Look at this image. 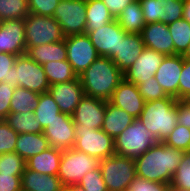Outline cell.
<instances>
[{"label":"cell","instance_id":"1","mask_svg":"<svg viewBox=\"0 0 190 191\" xmlns=\"http://www.w3.org/2000/svg\"><path fill=\"white\" fill-rule=\"evenodd\" d=\"M184 151L157 142L134 159L136 175L153 182L171 184Z\"/></svg>","mask_w":190,"mask_h":191},{"label":"cell","instance_id":"2","mask_svg":"<svg viewBox=\"0 0 190 191\" xmlns=\"http://www.w3.org/2000/svg\"><path fill=\"white\" fill-rule=\"evenodd\" d=\"M79 78L85 95L109 101L124 74L111 58L99 56Z\"/></svg>","mask_w":190,"mask_h":191},{"label":"cell","instance_id":"3","mask_svg":"<svg viewBox=\"0 0 190 191\" xmlns=\"http://www.w3.org/2000/svg\"><path fill=\"white\" fill-rule=\"evenodd\" d=\"M177 99L172 96L145 102L139 117L158 142H163L177 124Z\"/></svg>","mask_w":190,"mask_h":191},{"label":"cell","instance_id":"4","mask_svg":"<svg viewBox=\"0 0 190 191\" xmlns=\"http://www.w3.org/2000/svg\"><path fill=\"white\" fill-rule=\"evenodd\" d=\"M141 119L135 118L121 134L114 138L115 154L136 159L157 143Z\"/></svg>","mask_w":190,"mask_h":191},{"label":"cell","instance_id":"5","mask_svg":"<svg viewBox=\"0 0 190 191\" xmlns=\"http://www.w3.org/2000/svg\"><path fill=\"white\" fill-rule=\"evenodd\" d=\"M13 87H22L38 94L48 92L50 87L44 68L32 60L26 53L17 56L12 67L11 81Z\"/></svg>","mask_w":190,"mask_h":191},{"label":"cell","instance_id":"6","mask_svg":"<svg viewBox=\"0 0 190 191\" xmlns=\"http://www.w3.org/2000/svg\"><path fill=\"white\" fill-rule=\"evenodd\" d=\"M99 167L108 191H127L136 176L134 159L118 154L100 160Z\"/></svg>","mask_w":190,"mask_h":191},{"label":"cell","instance_id":"7","mask_svg":"<svg viewBox=\"0 0 190 191\" xmlns=\"http://www.w3.org/2000/svg\"><path fill=\"white\" fill-rule=\"evenodd\" d=\"M98 167V159L71 148L63 150L57 176L63 186L77 185L87 172Z\"/></svg>","mask_w":190,"mask_h":191},{"label":"cell","instance_id":"8","mask_svg":"<svg viewBox=\"0 0 190 191\" xmlns=\"http://www.w3.org/2000/svg\"><path fill=\"white\" fill-rule=\"evenodd\" d=\"M61 26L54 17L29 13L25 18L26 52L34 46L64 40Z\"/></svg>","mask_w":190,"mask_h":191},{"label":"cell","instance_id":"9","mask_svg":"<svg viewBox=\"0 0 190 191\" xmlns=\"http://www.w3.org/2000/svg\"><path fill=\"white\" fill-rule=\"evenodd\" d=\"M53 17L64 37L85 34L86 0H60Z\"/></svg>","mask_w":190,"mask_h":191},{"label":"cell","instance_id":"10","mask_svg":"<svg viewBox=\"0 0 190 191\" xmlns=\"http://www.w3.org/2000/svg\"><path fill=\"white\" fill-rule=\"evenodd\" d=\"M74 149L99 161L115 154L114 139L102 129H75Z\"/></svg>","mask_w":190,"mask_h":191},{"label":"cell","instance_id":"11","mask_svg":"<svg viewBox=\"0 0 190 191\" xmlns=\"http://www.w3.org/2000/svg\"><path fill=\"white\" fill-rule=\"evenodd\" d=\"M67 61L80 76L100 55L87 34L65 37Z\"/></svg>","mask_w":190,"mask_h":191},{"label":"cell","instance_id":"12","mask_svg":"<svg viewBox=\"0 0 190 191\" xmlns=\"http://www.w3.org/2000/svg\"><path fill=\"white\" fill-rule=\"evenodd\" d=\"M146 24L167 25L183 18L184 0H139Z\"/></svg>","mask_w":190,"mask_h":191},{"label":"cell","instance_id":"13","mask_svg":"<svg viewBox=\"0 0 190 191\" xmlns=\"http://www.w3.org/2000/svg\"><path fill=\"white\" fill-rule=\"evenodd\" d=\"M106 100L85 95L72 115L75 129H101Z\"/></svg>","mask_w":190,"mask_h":191},{"label":"cell","instance_id":"14","mask_svg":"<svg viewBox=\"0 0 190 191\" xmlns=\"http://www.w3.org/2000/svg\"><path fill=\"white\" fill-rule=\"evenodd\" d=\"M50 147L67 150L75 145V124L72 116L60 112L43 131Z\"/></svg>","mask_w":190,"mask_h":191},{"label":"cell","instance_id":"15","mask_svg":"<svg viewBox=\"0 0 190 191\" xmlns=\"http://www.w3.org/2000/svg\"><path fill=\"white\" fill-rule=\"evenodd\" d=\"M126 34L116 19H114L103 27L90 31L87 35L100 56L112 59L118 54L120 40H123Z\"/></svg>","mask_w":190,"mask_h":191},{"label":"cell","instance_id":"16","mask_svg":"<svg viewBox=\"0 0 190 191\" xmlns=\"http://www.w3.org/2000/svg\"><path fill=\"white\" fill-rule=\"evenodd\" d=\"M0 53L16 56L26 53L25 19L0 22Z\"/></svg>","mask_w":190,"mask_h":191},{"label":"cell","instance_id":"17","mask_svg":"<svg viewBox=\"0 0 190 191\" xmlns=\"http://www.w3.org/2000/svg\"><path fill=\"white\" fill-rule=\"evenodd\" d=\"M164 57V54L145 47L135 63L123 73L124 79L137 86L142 84L154 77Z\"/></svg>","mask_w":190,"mask_h":191},{"label":"cell","instance_id":"18","mask_svg":"<svg viewBox=\"0 0 190 191\" xmlns=\"http://www.w3.org/2000/svg\"><path fill=\"white\" fill-rule=\"evenodd\" d=\"M48 92L58 104L60 111L70 116L85 96L79 76L74 80L50 85Z\"/></svg>","mask_w":190,"mask_h":191},{"label":"cell","instance_id":"19","mask_svg":"<svg viewBox=\"0 0 190 191\" xmlns=\"http://www.w3.org/2000/svg\"><path fill=\"white\" fill-rule=\"evenodd\" d=\"M183 68L182 55H167L161 62L154 77L168 96L178 100V85Z\"/></svg>","mask_w":190,"mask_h":191},{"label":"cell","instance_id":"20","mask_svg":"<svg viewBox=\"0 0 190 191\" xmlns=\"http://www.w3.org/2000/svg\"><path fill=\"white\" fill-rule=\"evenodd\" d=\"M109 102L135 118L140 117L145 106V100L139 93L138 86L125 79L116 87Z\"/></svg>","mask_w":190,"mask_h":191},{"label":"cell","instance_id":"21","mask_svg":"<svg viewBox=\"0 0 190 191\" xmlns=\"http://www.w3.org/2000/svg\"><path fill=\"white\" fill-rule=\"evenodd\" d=\"M141 36L145 47L165 56L174 55V42L167 24L162 22L146 24L142 29Z\"/></svg>","mask_w":190,"mask_h":191},{"label":"cell","instance_id":"22","mask_svg":"<svg viewBox=\"0 0 190 191\" xmlns=\"http://www.w3.org/2000/svg\"><path fill=\"white\" fill-rule=\"evenodd\" d=\"M144 48L141 34L127 33L123 40H120L118 54L112 58V61L124 73L135 63Z\"/></svg>","mask_w":190,"mask_h":191},{"label":"cell","instance_id":"23","mask_svg":"<svg viewBox=\"0 0 190 191\" xmlns=\"http://www.w3.org/2000/svg\"><path fill=\"white\" fill-rule=\"evenodd\" d=\"M63 187L57 175L40 174L25 167L21 176L22 191H60Z\"/></svg>","mask_w":190,"mask_h":191},{"label":"cell","instance_id":"24","mask_svg":"<svg viewBox=\"0 0 190 191\" xmlns=\"http://www.w3.org/2000/svg\"><path fill=\"white\" fill-rule=\"evenodd\" d=\"M134 120L135 117L128 114L125 110L115 107L109 101H106V111L101 129L114 139Z\"/></svg>","mask_w":190,"mask_h":191},{"label":"cell","instance_id":"25","mask_svg":"<svg viewBox=\"0 0 190 191\" xmlns=\"http://www.w3.org/2000/svg\"><path fill=\"white\" fill-rule=\"evenodd\" d=\"M63 150L49 147L26 160V168L40 174L57 175Z\"/></svg>","mask_w":190,"mask_h":191},{"label":"cell","instance_id":"26","mask_svg":"<svg viewBox=\"0 0 190 191\" xmlns=\"http://www.w3.org/2000/svg\"><path fill=\"white\" fill-rule=\"evenodd\" d=\"M49 147V142L43 132L23 133L18 135L15 152L26 161L36 154L45 151Z\"/></svg>","mask_w":190,"mask_h":191},{"label":"cell","instance_id":"27","mask_svg":"<svg viewBox=\"0 0 190 191\" xmlns=\"http://www.w3.org/2000/svg\"><path fill=\"white\" fill-rule=\"evenodd\" d=\"M26 54L40 65L67 60L65 38L62 41L31 47Z\"/></svg>","mask_w":190,"mask_h":191},{"label":"cell","instance_id":"28","mask_svg":"<svg viewBox=\"0 0 190 191\" xmlns=\"http://www.w3.org/2000/svg\"><path fill=\"white\" fill-rule=\"evenodd\" d=\"M115 19L121 28L130 34H141L146 25L139 0L130 3Z\"/></svg>","mask_w":190,"mask_h":191},{"label":"cell","instance_id":"29","mask_svg":"<svg viewBox=\"0 0 190 191\" xmlns=\"http://www.w3.org/2000/svg\"><path fill=\"white\" fill-rule=\"evenodd\" d=\"M86 27L85 34L97 30L115 18L109 12L102 0H86Z\"/></svg>","mask_w":190,"mask_h":191},{"label":"cell","instance_id":"30","mask_svg":"<svg viewBox=\"0 0 190 191\" xmlns=\"http://www.w3.org/2000/svg\"><path fill=\"white\" fill-rule=\"evenodd\" d=\"M18 134L42 133L40 122L36 119L34 111L22 113H9L4 119Z\"/></svg>","mask_w":190,"mask_h":191},{"label":"cell","instance_id":"31","mask_svg":"<svg viewBox=\"0 0 190 191\" xmlns=\"http://www.w3.org/2000/svg\"><path fill=\"white\" fill-rule=\"evenodd\" d=\"M49 85L67 82L76 79L78 76L73 71L72 66L67 60L51 61L42 65Z\"/></svg>","mask_w":190,"mask_h":191},{"label":"cell","instance_id":"32","mask_svg":"<svg viewBox=\"0 0 190 191\" xmlns=\"http://www.w3.org/2000/svg\"><path fill=\"white\" fill-rule=\"evenodd\" d=\"M33 111L43 129L57 118V114L61 112L58 104L49 92L39 95L38 103Z\"/></svg>","mask_w":190,"mask_h":191},{"label":"cell","instance_id":"33","mask_svg":"<svg viewBox=\"0 0 190 191\" xmlns=\"http://www.w3.org/2000/svg\"><path fill=\"white\" fill-rule=\"evenodd\" d=\"M39 95L26 88L15 87L10 101V113L32 112L38 103Z\"/></svg>","mask_w":190,"mask_h":191},{"label":"cell","instance_id":"34","mask_svg":"<svg viewBox=\"0 0 190 191\" xmlns=\"http://www.w3.org/2000/svg\"><path fill=\"white\" fill-rule=\"evenodd\" d=\"M167 26L174 42V55H182L190 44V23L181 18Z\"/></svg>","mask_w":190,"mask_h":191},{"label":"cell","instance_id":"35","mask_svg":"<svg viewBox=\"0 0 190 191\" xmlns=\"http://www.w3.org/2000/svg\"><path fill=\"white\" fill-rule=\"evenodd\" d=\"M29 13L28 0H0V22L25 19Z\"/></svg>","mask_w":190,"mask_h":191},{"label":"cell","instance_id":"36","mask_svg":"<svg viewBox=\"0 0 190 191\" xmlns=\"http://www.w3.org/2000/svg\"><path fill=\"white\" fill-rule=\"evenodd\" d=\"M168 146L182 151H190V129L176 124L169 136L163 141Z\"/></svg>","mask_w":190,"mask_h":191},{"label":"cell","instance_id":"37","mask_svg":"<svg viewBox=\"0 0 190 191\" xmlns=\"http://www.w3.org/2000/svg\"><path fill=\"white\" fill-rule=\"evenodd\" d=\"M25 167V160L16 152L0 155V173L23 174Z\"/></svg>","mask_w":190,"mask_h":191},{"label":"cell","instance_id":"38","mask_svg":"<svg viewBox=\"0 0 190 191\" xmlns=\"http://www.w3.org/2000/svg\"><path fill=\"white\" fill-rule=\"evenodd\" d=\"M171 185L190 190V151H185L182 161L173 175Z\"/></svg>","mask_w":190,"mask_h":191},{"label":"cell","instance_id":"39","mask_svg":"<svg viewBox=\"0 0 190 191\" xmlns=\"http://www.w3.org/2000/svg\"><path fill=\"white\" fill-rule=\"evenodd\" d=\"M18 133L4 120H0V155L15 152Z\"/></svg>","mask_w":190,"mask_h":191},{"label":"cell","instance_id":"40","mask_svg":"<svg viewBox=\"0 0 190 191\" xmlns=\"http://www.w3.org/2000/svg\"><path fill=\"white\" fill-rule=\"evenodd\" d=\"M77 185L85 191H108L100 167L87 172Z\"/></svg>","mask_w":190,"mask_h":191},{"label":"cell","instance_id":"41","mask_svg":"<svg viewBox=\"0 0 190 191\" xmlns=\"http://www.w3.org/2000/svg\"><path fill=\"white\" fill-rule=\"evenodd\" d=\"M138 89L145 102L168 97L155 77H152L149 80L144 81L142 84H139Z\"/></svg>","mask_w":190,"mask_h":191},{"label":"cell","instance_id":"42","mask_svg":"<svg viewBox=\"0 0 190 191\" xmlns=\"http://www.w3.org/2000/svg\"><path fill=\"white\" fill-rule=\"evenodd\" d=\"M169 189L170 184L149 181L136 175L127 191H169Z\"/></svg>","mask_w":190,"mask_h":191},{"label":"cell","instance_id":"43","mask_svg":"<svg viewBox=\"0 0 190 191\" xmlns=\"http://www.w3.org/2000/svg\"><path fill=\"white\" fill-rule=\"evenodd\" d=\"M60 0H28L31 14L53 17Z\"/></svg>","mask_w":190,"mask_h":191},{"label":"cell","instance_id":"44","mask_svg":"<svg viewBox=\"0 0 190 191\" xmlns=\"http://www.w3.org/2000/svg\"><path fill=\"white\" fill-rule=\"evenodd\" d=\"M15 87L9 83H0V120L5 119L10 113V101Z\"/></svg>","mask_w":190,"mask_h":191},{"label":"cell","instance_id":"45","mask_svg":"<svg viewBox=\"0 0 190 191\" xmlns=\"http://www.w3.org/2000/svg\"><path fill=\"white\" fill-rule=\"evenodd\" d=\"M17 56L10 53H0V83L11 81L12 67Z\"/></svg>","mask_w":190,"mask_h":191},{"label":"cell","instance_id":"46","mask_svg":"<svg viewBox=\"0 0 190 191\" xmlns=\"http://www.w3.org/2000/svg\"><path fill=\"white\" fill-rule=\"evenodd\" d=\"M190 93V60L183 58V68L178 85V100H183Z\"/></svg>","mask_w":190,"mask_h":191},{"label":"cell","instance_id":"47","mask_svg":"<svg viewBox=\"0 0 190 191\" xmlns=\"http://www.w3.org/2000/svg\"><path fill=\"white\" fill-rule=\"evenodd\" d=\"M22 174L0 173V191H22Z\"/></svg>","mask_w":190,"mask_h":191},{"label":"cell","instance_id":"48","mask_svg":"<svg viewBox=\"0 0 190 191\" xmlns=\"http://www.w3.org/2000/svg\"><path fill=\"white\" fill-rule=\"evenodd\" d=\"M177 124L190 129V106L183 100L176 101Z\"/></svg>","mask_w":190,"mask_h":191},{"label":"cell","instance_id":"49","mask_svg":"<svg viewBox=\"0 0 190 191\" xmlns=\"http://www.w3.org/2000/svg\"><path fill=\"white\" fill-rule=\"evenodd\" d=\"M134 1L135 0H102L114 18L118 17L122 11Z\"/></svg>","mask_w":190,"mask_h":191},{"label":"cell","instance_id":"50","mask_svg":"<svg viewBox=\"0 0 190 191\" xmlns=\"http://www.w3.org/2000/svg\"><path fill=\"white\" fill-rule=\"evenodd\" d=\"M183 18L190 23V0H184Z\"/></svg>","mask_w":190,"mask_h":191},{"label":"cell","instance_id":"51","mask_svg":"<svg viewBox=\"0 0 190 191\" xmlns=\"http://www.w3.org/2000/svg\"><path fill=\"white\" fill-rule=\"evenodd\" d=\"M182 57L185 58V59L190 60V44L188 45V47L185 50V52L182 54Z\"/></svg>","mask_w":190,"mask_h":191},{"label":"cell","instance_id":"52","mask_svg":"<svg viewBox=\"0 0 190 191\" xmlns=\"http://www.w3.org/2000/svg\"><path fill=\"white\" fill-rule=\"evenodd\" d=\"M169 191H190V190H187V189H182V188H179V187H174L170 184V189Z\"/></svg>","mask_w":190,"mask_h":191},{"label":"cell","instance_id":"53","mask_svg":"<svg viewBox=\"0 0 190 191\" xmlns=\"http://www.w3.org/2000/svg\"><path fill=\"white\" fill-rule=\"evenodd\" d=\"M60 191H74L72 186H64Z\"/></svg>","mask_w":190,"mask_h":191},{"label":"cell","instance_id":"54","mask_svg":"<svg viewBox=\"0 0 190 191\" xmlns=\"http://www.w3.org/2000/svg\"><path fill=\"white\" fill-rule=\"evenodd\" d=\"M74 188V191H85L79 185H71Z\"/></svg>","mask_w":190,"mask_h":191},{"label":"cell","instance_id":"55","mask_svg":"<svg viewBox=\"0 0 190 191\" xmlns=\"http://www.w3.org/2000/svg\"><path fill=\"white\" fill-rule=\"evenodd\" d=\"M190 106V93L183 99Z\"/></svg>","mask_w":190,"mask_h":191}]
</instances>
